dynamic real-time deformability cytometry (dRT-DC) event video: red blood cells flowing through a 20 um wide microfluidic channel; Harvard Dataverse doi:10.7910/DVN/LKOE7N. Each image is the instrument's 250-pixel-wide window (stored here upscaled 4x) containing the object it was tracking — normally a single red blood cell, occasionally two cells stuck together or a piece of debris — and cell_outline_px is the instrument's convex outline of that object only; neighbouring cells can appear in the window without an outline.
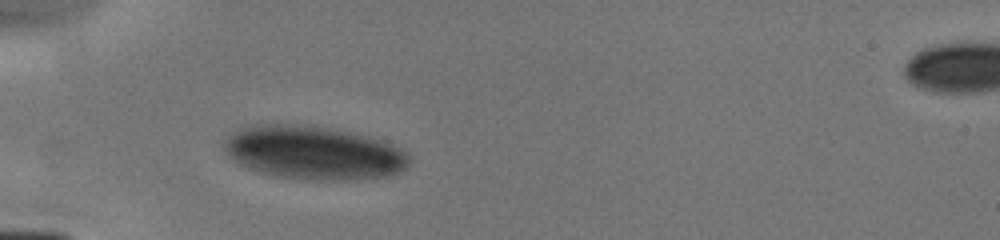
{"species": "human", "species_latin": "Homo sapiens", "temperature_condition": "cold", "stored_images_in_passage": 3, "camera_frame_rate_fps": 3000, "um_per_image_px": 0.085, "donor": {"sex": "male"}, "frame": {"image": 1, "passage_image": 1, "time_ms": 0.0, "image_size_px": [1000, 240], "cell_outline_px": [[412, 156], [408, 168], [400, 172], [384, 176], [356, 180], [312, 180], [272, 176], [248, 168], [232, 160], [228, 156], [224, 148], [224, 140], [232, 132], [248, 124], [308, 124], [332, 128], [368, 136], [396, 144], [404, 148]], "centroid_in_image_um": [26.7, 12.97], "position_along_channel_um": 58.3, "area_um2": 58.9}}
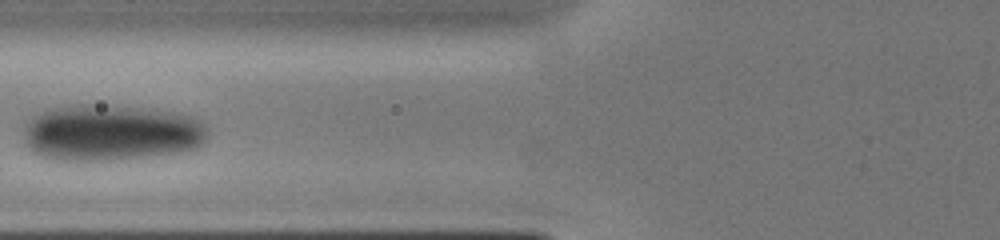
{"frame": {"image": 2, "passage_image": 3, "time_ms": 1.667, "image_size_px": [1000, 240], "cell_outline_px": [[208, 136], [196, 148], [188, 152], [152, 156], [112, 160], [56, 160], [32, 152], [24, 144], [24, 124], [32, 116], [48, 108], [72, 104], [84, 104], [152, 108], [192, 116], [200, 120], [208, 128]], "centroid_in_image_um": [9.43, 11.27], "position_along_channel_um": 116.4, "area_um2": 61.33}}